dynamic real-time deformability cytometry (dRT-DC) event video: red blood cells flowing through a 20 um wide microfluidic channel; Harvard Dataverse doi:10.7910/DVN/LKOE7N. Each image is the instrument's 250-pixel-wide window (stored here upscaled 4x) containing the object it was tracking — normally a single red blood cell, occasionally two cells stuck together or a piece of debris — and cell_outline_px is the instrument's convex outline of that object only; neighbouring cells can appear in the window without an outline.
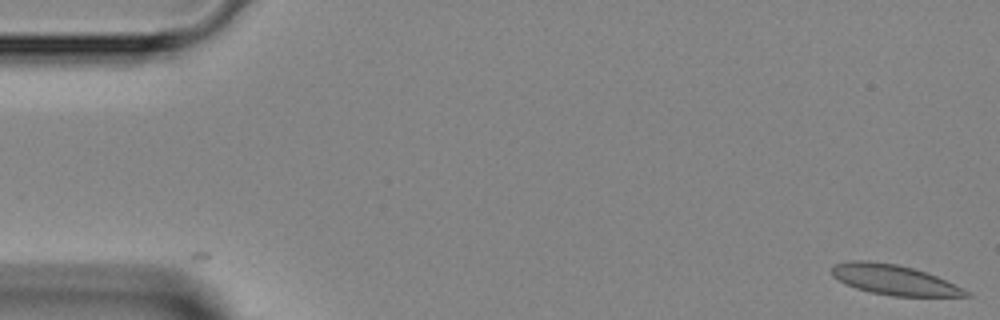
{"species": "Egyptian fruit bat (a non-hibernating species)", "species_latin": "Rousettus aegyptiacus", "temperature_condition": "room temperature", "stored_images_in_passage": 8, "camera_frame_rate_fps": 3000, "um_per_image_px": 0.085, "animal": {"sex": "female"}, "frame": {"image": 1, "passage_image": 1, "time_ms": 0.0, "image_size_px": [1000, 320], "cell_outline_px": [[972, 296], [892, 296], [872, 292], [856, 288], [844, 284], [832, 276], [832, 264], [852, 260], [868, 260], [896, 264], [912, 268], [936, 276], [968, 292]], "centroid_in_image_um": [75.89, 23.77], "position_along_channel_um": 9.1, "area_um2": 23.18}}